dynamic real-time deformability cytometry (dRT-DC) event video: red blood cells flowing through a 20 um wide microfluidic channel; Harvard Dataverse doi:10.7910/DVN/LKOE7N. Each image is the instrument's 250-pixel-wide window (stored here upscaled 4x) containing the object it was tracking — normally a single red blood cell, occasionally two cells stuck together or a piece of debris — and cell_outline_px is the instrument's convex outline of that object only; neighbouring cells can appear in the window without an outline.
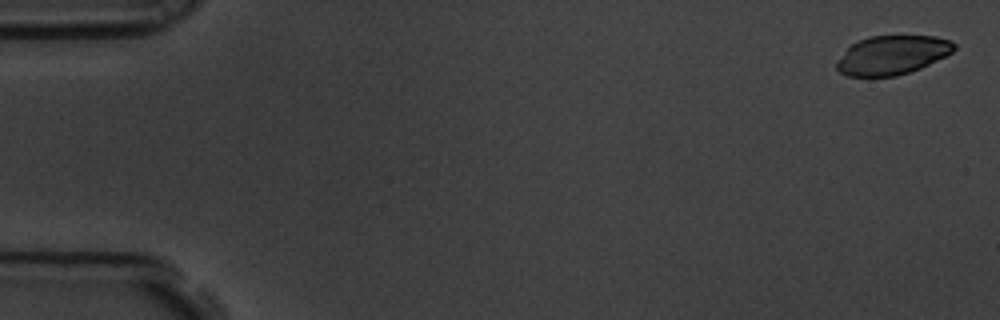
{"species": "common noctule bat (a hibernating species)", "species_latin": "Nyctalus noctula", "temperature_condition": "room temperature", "stored_images_in_passage": 8, "camera_frame_rate_fps": 3000, "um_per_image_px": 0.085, "animal": {"sex": "male", "body_mass_g": 19.5, "forearm_length_mm": 54.6}, "frame": {"image": 1, "passage_image": 1, "time_ms": 0.0, "image_size_px": [1000, 320], "cell_outline_px": [[956, 48], [952, 52], [920, 68], [896, 76], [848, 76], [840, 72], [836, 68], [836, 64], [848, 48], [852, 44], [860, 40], [872, 36], [936, 36], [952, 40], [956, 44]], "centroid_in_image_um": [75.87, 4.67], "position_along_channel_um": 9.1, "area_um2": 26.3}}
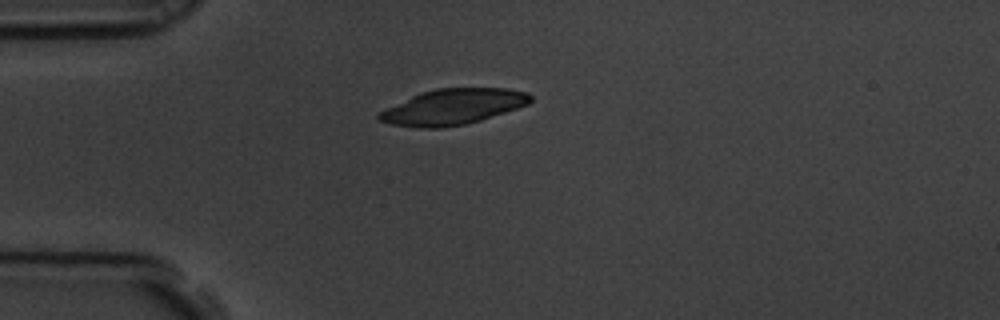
{"frame": {"image": 2, "passage_image": 5, "time_ms": 1.333, "image_size_px": [1000, 320], "cell_outline_px": [[532, 100], [528, 104], [480, 120], [464, 124], [440, 128], [416, 128], [392, 124], [376, 120], [376, 112], [420, 92], [436, 88], [508, 88], [528, 92], [532, 96]], "centroid_in_image_um": [38.44, 9.07], "position_along_channel_um": 46.6, "area_um2": 31.56}}